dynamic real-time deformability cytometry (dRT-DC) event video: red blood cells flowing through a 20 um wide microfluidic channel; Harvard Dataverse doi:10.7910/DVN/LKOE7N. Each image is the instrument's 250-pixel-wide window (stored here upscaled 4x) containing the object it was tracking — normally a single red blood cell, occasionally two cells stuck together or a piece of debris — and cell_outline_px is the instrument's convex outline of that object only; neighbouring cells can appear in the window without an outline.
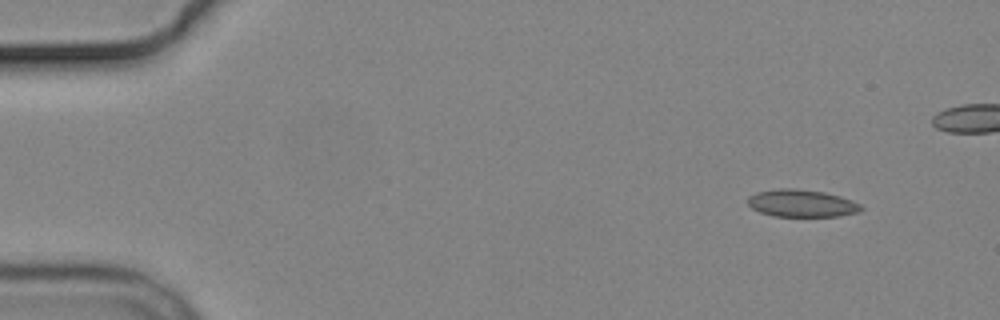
{"species": "common noctule bat (a hibernating species)", "species_latin": "Nyctalus noctula", "temperature_condition": "cold", "stored_images_in_passage": 5, "camera_frame_rate_fps": 3000, "um_per_image_px": 0.085, "animal": {"sex": "male", "body_mass_g": 19.2, "forearm_length_mm": 51.8}, "frame": {"image": 1, "passage_image": 1, "time_ms": 0.0, "image_size_px": [1000, 320], "cell_outline_px": [[864, 208], [860, 212], [840, 216], [772, 216], [760, 212], [752, 208], [748, 204], [748, 196], [756, 192], [780, 188], [796, 188], [824, 192], [840, 196], [852, 200], [860, 204]], "centroid_in_image_um": [68.16, 17.28], "position_along_channel_um": 16.8, "area_um2": 18.21}}